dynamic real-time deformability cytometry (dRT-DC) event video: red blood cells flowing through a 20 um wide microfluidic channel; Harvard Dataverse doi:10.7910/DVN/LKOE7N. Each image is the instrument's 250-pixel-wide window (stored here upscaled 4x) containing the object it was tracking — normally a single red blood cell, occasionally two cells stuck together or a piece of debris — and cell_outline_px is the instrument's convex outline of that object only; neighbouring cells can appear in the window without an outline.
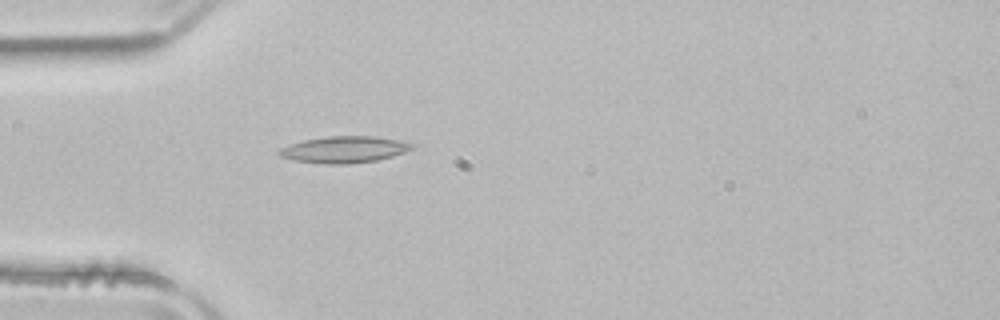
{"species": "common noctule bat (a hibernating species)", "species_latin": "Nyctalus noctula", "temperature_condition": "room temperature", "stored_images_in_passage": 37, "camera_frame_rate_fps": 3000, "um_per_image_px": 0.085, "animal": {"sex": "male", "body_mass_g": 21.5, "forearm_length_mm": 52.0}, "frame": {"image": 1, "passage_image": 1, "time_ms": 0.0, "image_size_px": [1000, 320], "cell_outline_px": [[416, 148], [392, 156], [376, 160], [348, 164], [324, 164], [292, 160], [280, 156], [276, 152], [280, 148], [304, 140], [328, 136], [376, 136], [400, 140], [416, 144]], "centroid_in_image_um": [29.29, 12.71], "position_along_channel_um": 55.7, "area_um2": 20.69}}
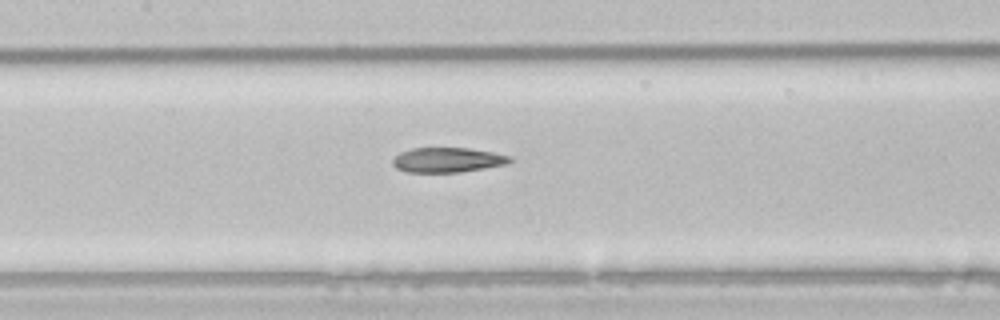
{"frame": {"image": 2, "passage_image": 10, "time_ms": 3.0, "image_size_px": [1000, 320], "cell_outline_px": [[512, 160], [508, 164], [460, 172], [408, 172], [396, 168], [392, 164], [392, 160], [400, 152], [412, 148], [468, 148], [492, 152], [512, 156]], "centroid_in_image_um": [38.05, 13.59], "position_along_channel_um": 169.4, "area_um2": 16.94}}
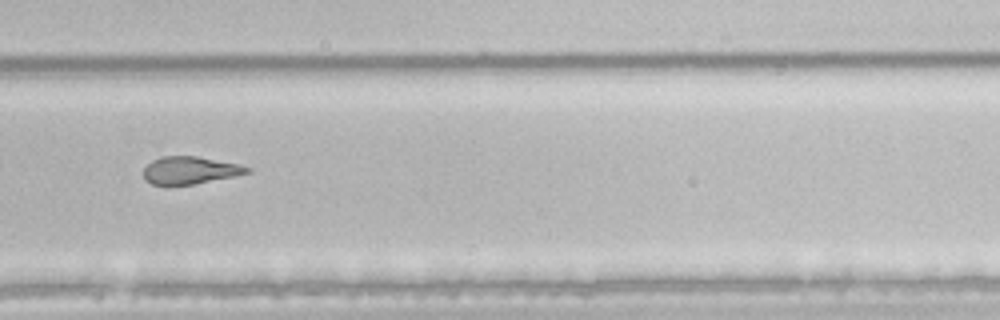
{"frame": {"image": 3, "passage_image": 21, "time_ms": 6.667, "image_size_px": [1000, 320], "cell_outline_px": [[252, 172], [192, 184], [152, 184], [144, 180], [144, 168], [152, 160], [160, 156], [196, 156], [240, 164], [252, 168]], "centroid_in_image_um": [16.15, 14.45], "position_along_channel_um": 313.6, "area_um2": 16.42}, "authors_computed_cell_mechanics": {"area_um2": 18.0914, "velocity_mm_per_s": 3.9668, "shape_relaxation_time_tau1_ms": null, "shape_relaxation_time_tau2_ms": 5.1193, "deformation_change_tau1": null, "deformation_change_tau2": 0.1554}}